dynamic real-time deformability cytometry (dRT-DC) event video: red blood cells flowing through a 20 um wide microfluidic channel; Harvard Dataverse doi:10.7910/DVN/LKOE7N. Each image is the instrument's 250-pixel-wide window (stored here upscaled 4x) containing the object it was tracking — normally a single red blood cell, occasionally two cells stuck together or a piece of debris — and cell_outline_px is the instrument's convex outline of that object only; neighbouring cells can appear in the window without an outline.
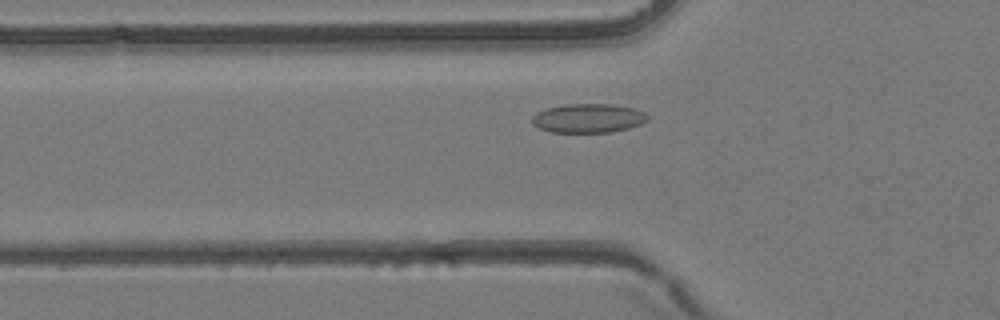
{"species": "common noctule bat (a hibernating species)", "species_latin": "Nyctalus noctula", "temperature_condition": "room temperature", "stored_images_in_passage": 33, "camera_frame_rate_fps": 3000, "um_per_image_px": 0.085, "animal": {"sex": "female", "body_mass_g": 24.6, "forearm_length_mm": 56.2}, "frame": {"image": 1, "passage_image": 8, "time_ms": 2.333, "image_size_px": [1000, 320], "cell_outline_px": [[648, 120], [640, 124], [628, 128], [612, 132], [552, 132], [540, 128], [532, 124], [532, 116], [536, 112], [544, 108], [564, 104], [612, 104], [632, 108], [644, 112], [648, 116]], "centroid_in_image_um": [49.97, 10.04], "position_along_channel_um": 75.8, "area_um2": 19.59}}
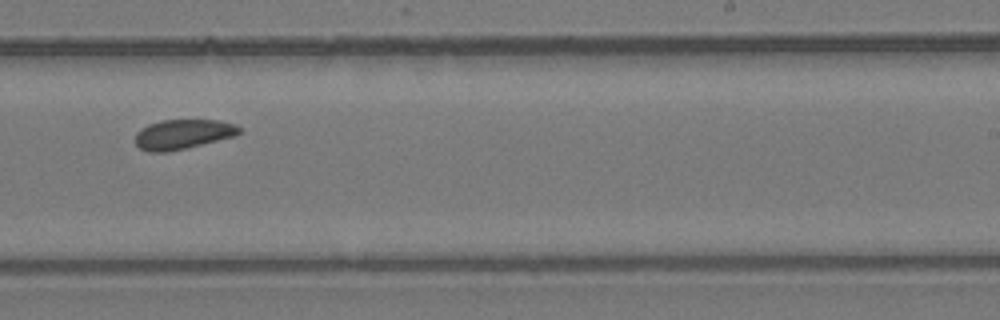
{"frame": {"image": 2, "passage_image": 19, "time_ms": 6.0, "image_size_px": [1000, 320], "cell_outline_px": [[240, 132], [236, 136], [168, 152], [148, 152], [140, 148], [136, 144], [136, 132], [140, 128], [148, 124], [160, 120], [216, 120], [236, 124], [240, 128]], "centroid_in_image_um": [15.53, 11.41], "position_along_channel_um": 273.5, "area_um2": 18.03}}
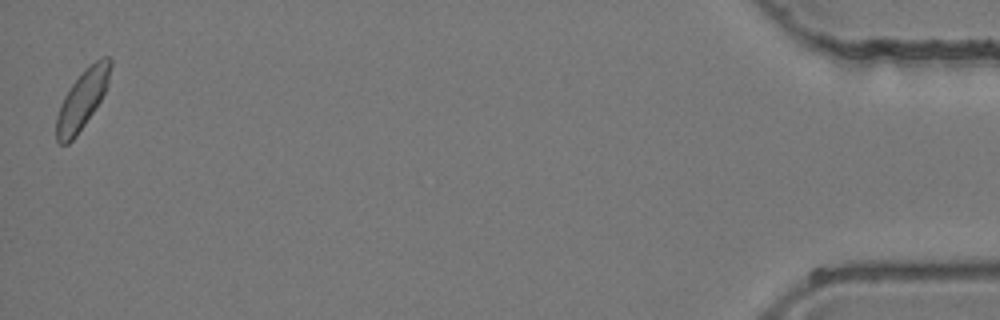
{"frame": {"image": 3, "passage_image": 33, "time_ms": 10.667, "image_size_px": [1000, 320], "cell_outline_px": [[112, 64], [108, 80], [104, 92], [100, 100], [76, 136], [68, 144], [60, 144], [56, 140], [56, 116], [60, 104], [64, 96], [72, 84], [96, 60], [104, 56], [108, 56], [112, 60]], "centroid_in_image_um": [6.96, 8.49], "position_along_channel_um": 428.2, "area_um2": 17.92}}